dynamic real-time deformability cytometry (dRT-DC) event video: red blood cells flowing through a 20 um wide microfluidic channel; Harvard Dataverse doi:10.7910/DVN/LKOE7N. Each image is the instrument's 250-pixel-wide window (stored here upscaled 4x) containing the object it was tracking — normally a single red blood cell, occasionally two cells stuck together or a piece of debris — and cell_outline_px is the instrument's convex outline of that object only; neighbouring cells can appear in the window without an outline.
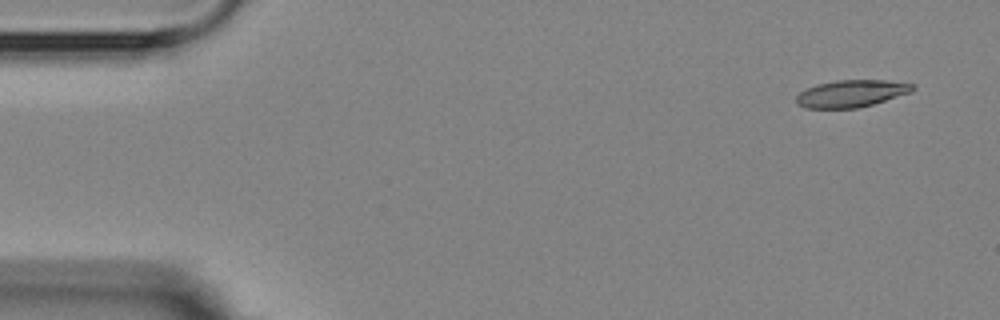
{"species": "Egyptian fruit bat (a non-hibernating species)", "species_latin": "Rousettus aegyptiacus", "temperature_condition": "room temperature", "stored_images_in_passage": 5, "camera_frame_rate_fps": 3000, "um_per_image_px": 0.085, "animal": {"sex": "female"}, "frame": {"image": 1, "passage_image": 1, "time_ms": 0.0, "image_size_px": [1000, 320], "cell_outline_px": [[916, 88], [912, 92], [872, 104], [856, 108], [804, 108], [796, 104], [796, 96], [800, 92], [816, 84], [836, 80], [884, 80], [916, 84]], "centroid_in_image_um": [72.36, 7.94], "position_along_channel_um": 12.6, "area_um2": 18.44}}
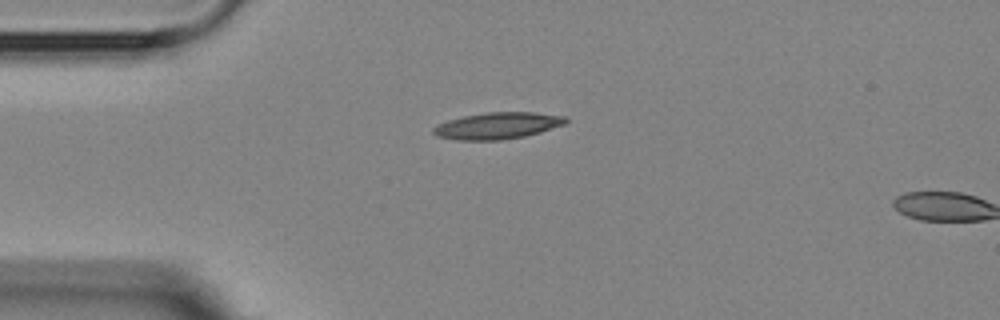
{"frame": {"image": 2, "passage_image": 4, "time_ms": 3.333, "image_size_px": [1000, 320], "cell_outline_px": [[568, 120], [564, 124], [540, 132], [524, 136], [500, 140], [456, 140], [436, 136], [432, 132], [432, 128], [436, 124], [448, 120], [464, 116], [488, 112], [532, 112], [564, 116]], "centroid_in_image_um": [42.24, 10.69], "position_along_channel_um": 42.8, "area_um2": 20.46}}